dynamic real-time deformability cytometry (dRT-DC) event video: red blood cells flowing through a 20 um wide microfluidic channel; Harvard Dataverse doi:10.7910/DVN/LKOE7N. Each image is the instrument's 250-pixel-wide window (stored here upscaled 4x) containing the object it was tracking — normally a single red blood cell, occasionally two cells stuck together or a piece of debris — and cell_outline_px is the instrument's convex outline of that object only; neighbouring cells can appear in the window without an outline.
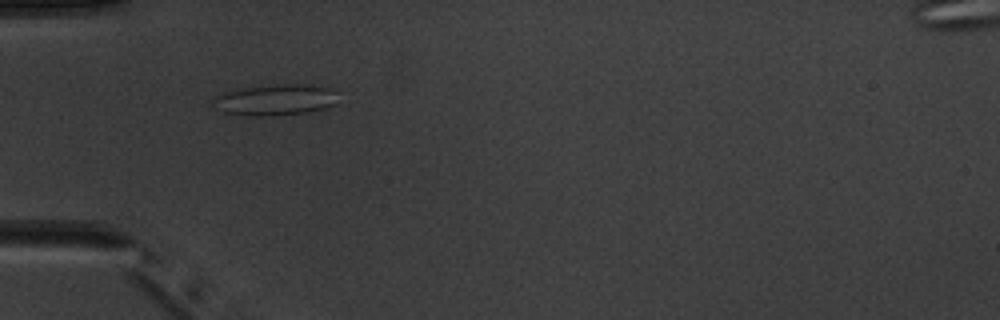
{"species": "common noctule bat (a hibernating species)", "species_latin": "Nyctalus noctula", "temperature_condition": "warm", "stored_images_in_passage": 4, "camera_frame_rate_fps": 3000, "um_per_image_px": 0.085, "animal": {"sex": "male", "body_mass_g": 20.1, "forearm_length_mm": 53.5}, "frame": {"image": 1, "passage_image": 2, "time_ms": 1.0, "image_size_px": [1000, 320], "cell_outline_px": [[336, 104], [324, 108], [308, 112], [272, 116], [248, 116], [224, 112], [216, 96], [224, 92], [236, 88], [272, 84], [296, 84], [328, 88], [336, 92]], "centroid_in_image_um": [23.47, 8.48], "position_along_channel_um": 61.5, "area_um2": 22.2}}
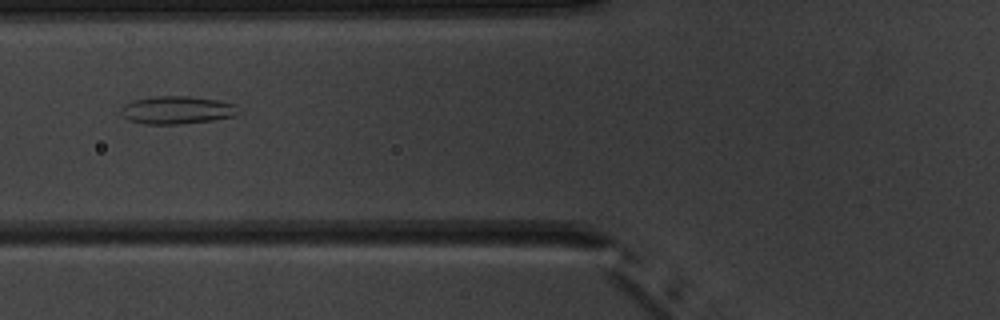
{"frame": {"image": 2, "passage_image": 3, "time_ms": 2.333, "image_size_px": [1000, 320], "cell_outline_px": [[240, 112], [236, 116], [212, 120], [180, 124], [144, 124], [128, 120], [120, 112], [120, 108], [124, 104], [132, 100], [156, 96], [188, 96], [216, 100], [236, 104]], "centroid_in_image_um": [15.04, 9.35], "position_along_channel_um": 110.8, "area_um2": 19.19}}